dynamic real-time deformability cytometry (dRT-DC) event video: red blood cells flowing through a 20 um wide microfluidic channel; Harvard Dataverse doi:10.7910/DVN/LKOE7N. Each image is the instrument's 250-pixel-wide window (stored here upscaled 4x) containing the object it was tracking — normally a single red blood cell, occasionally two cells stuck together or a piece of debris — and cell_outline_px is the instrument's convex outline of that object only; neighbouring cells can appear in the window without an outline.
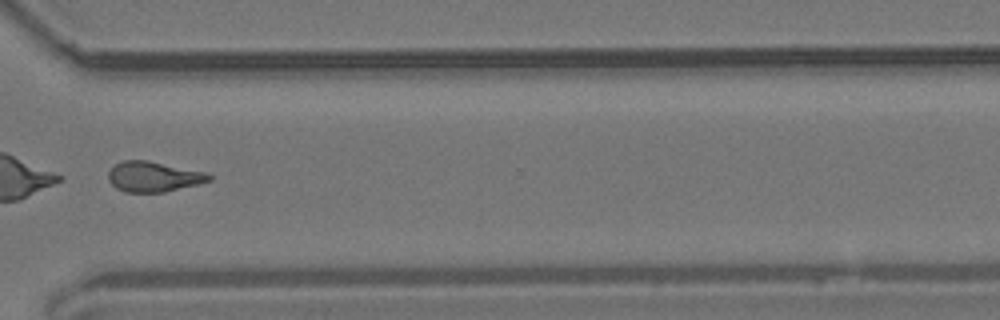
{"species": "common noctule bat (a hibernating species)", "species_latin": "Nyctalus noctula", "temperature_condition": "room temperature", "stored_images_in_passage": 45, "camera_frame_rate_fps": 3000, "um_per_image_px": 0.085, "animal": {"sex": "male", "body_mass_g": 19.2, "forearm_length_mm": 51.8}, "frame": {"image": 1, "passage_image": 32, "time_ms": 10.333, "image_size_px": [1000, 320], "cell_outline_px": [[212, 180], [164, 192], [124, 192], [116, 188], [108, 180], [108, 172], [120, 160], [148, 160], [208, 172], [212, 176]], "centroid_in_image_um": [13.05, 15.0], "position_along_channel_um": 357.6, "area_um2": 17.86}, "authors_computed_cell_mechanics": {"area_um2": 19.074, "velocity_mm_per_s": 3.7831, "shape_relaxation_time_tau1_ms": null, "shape_relaxation_time_tau2_ms": 4.0817, "deformation_change_tau1": null, "deformation_change_tau2": 0.1337}}